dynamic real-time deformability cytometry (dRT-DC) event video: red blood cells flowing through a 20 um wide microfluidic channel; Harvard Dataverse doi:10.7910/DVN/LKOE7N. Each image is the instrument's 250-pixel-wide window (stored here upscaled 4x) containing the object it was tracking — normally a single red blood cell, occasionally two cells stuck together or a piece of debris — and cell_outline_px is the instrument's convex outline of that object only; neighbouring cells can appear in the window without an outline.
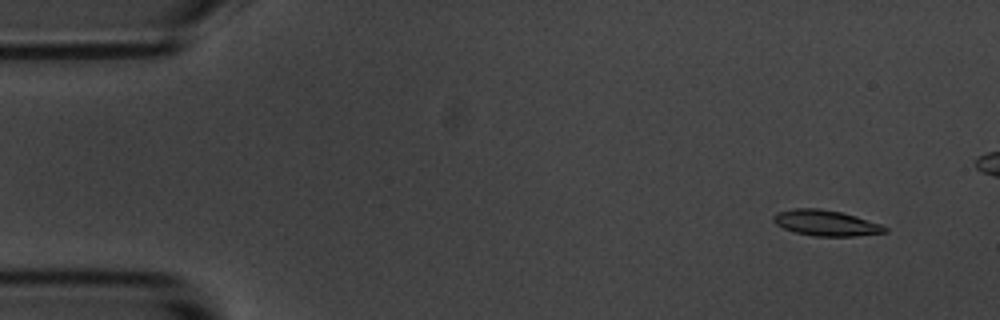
{"species": "common noctule bat (a hibernating species)", "species_latin": "Nyctalus noctula", "temperature_condition": "room temperature", "stored_images_in_passage": 9, "camera_frame_rate_fps": 3000, "um_per_image_px": 0.085, "animal": {"sex": "male", "body_mass_g": 20.1, "forearm_length_mm": 53.5}, "frame": {"image": 1, "passage_image": 2, "time_ms": 1.333, "image_size_px": [1000, 320], "cell_outline_px": [[888, 232], [856, 236], [812, 236], [796, 232], [784, 228], [776, 224], [772, 220], [772, 216], [776, 212], [796, 208], [816, 208], [840, 212], [856, 216], [880, 224], [888, 228]], "centroid_in_image_um": [70.19, 18.95], "position_along_channel_um": 14.8, "area_um2": 16.65}}
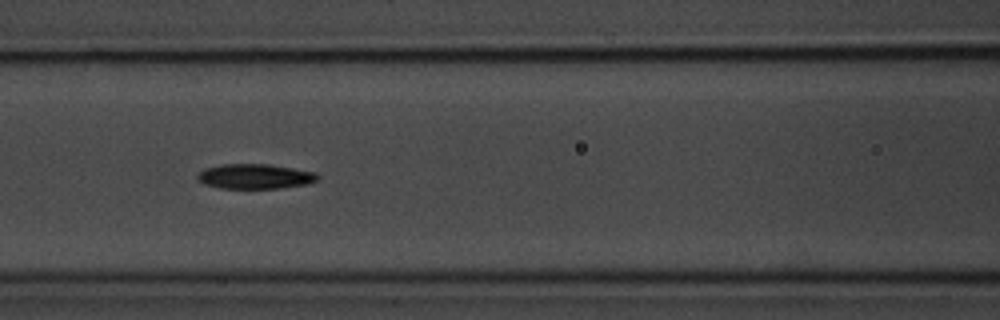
{"frame": {"image": 2, "passage_image": 8, "time_ms": 8.0, "image_size_px": [1000, 320], "cell_outline_px": [[320, 176], [316, 180], [308, 184], [280, 188], [220, 188], [204, 184], [196, 176], [204, 168], [220, 164], [268, 164], [316, 172]], "centroid_in_image_um": [21.68, 14.99], "position_along_channel_um": 144.9, "area_um2": 17.4}}
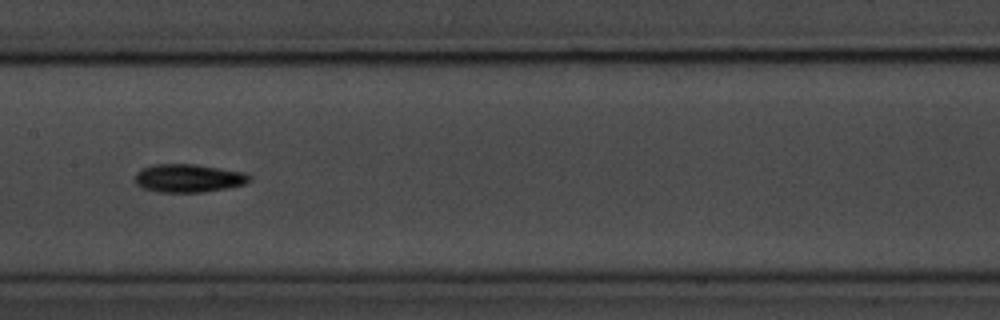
{"frame": {"image": 3, "passage_image": 9, "time_ms": 9.333, "image_size_px": [1000, 320], "cell_outline_px": [[252, 180], [244, 184], [228, 188], [204, 192], [160, 192], [144, 188], [136, 184], [132, 180], [136, 172], [144, 168], [156, 164], [196, 164], [244, 172], [252, 176]], "centroid_in_image_um": [16.03, 15.14], "position_along_channel_um": 191.4, "area_um2": 18.96}}